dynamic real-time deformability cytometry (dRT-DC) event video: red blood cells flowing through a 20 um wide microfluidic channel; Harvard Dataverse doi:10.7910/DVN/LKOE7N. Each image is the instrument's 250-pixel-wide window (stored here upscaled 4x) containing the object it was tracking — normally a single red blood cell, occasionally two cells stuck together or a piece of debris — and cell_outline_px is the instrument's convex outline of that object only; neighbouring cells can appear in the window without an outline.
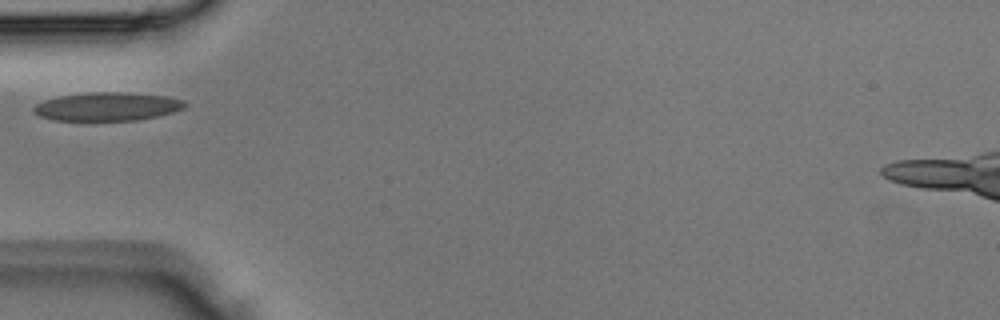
{"species": "Egyptian fruit bat (a non-hibernating species)", "species_latin": "Rousettus aegyptiacus", "temperature_condition": "room temperature", "stored_images_in_passage": 2, "camera_frame_rate_fps": 3000, "um_per_image_px": 0.085, "animal": {"sex": "male"}, "frame": {"image": 1, "passage_image": 2, "time_ms": 0.333, "image_size_px": [1000, 320], "cell_outline_px": [[188, 104], [184, 108], [172, 112], [156, 116], [136, 120], [52, 120], [40, 116], [32, 108], [36, 104], [44, 100], [60, 96], [88, 92], [124, 92], [164, 96], [184, 100]], "centroid_in_image_um": [9.12, 9.05], "position_along_channel_um": 75.9, "area_um2": 24.85}}